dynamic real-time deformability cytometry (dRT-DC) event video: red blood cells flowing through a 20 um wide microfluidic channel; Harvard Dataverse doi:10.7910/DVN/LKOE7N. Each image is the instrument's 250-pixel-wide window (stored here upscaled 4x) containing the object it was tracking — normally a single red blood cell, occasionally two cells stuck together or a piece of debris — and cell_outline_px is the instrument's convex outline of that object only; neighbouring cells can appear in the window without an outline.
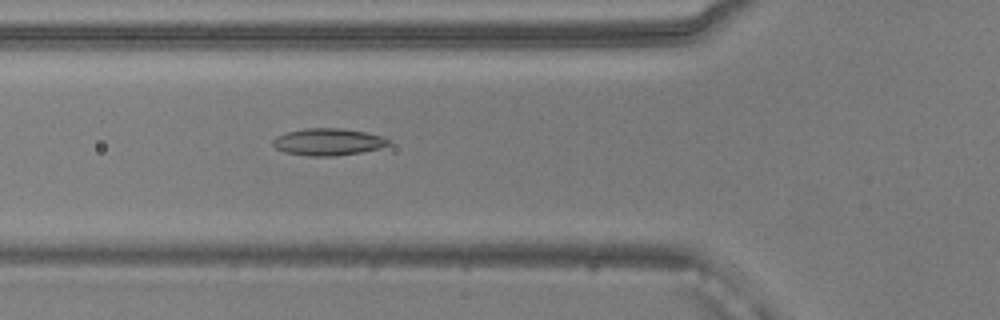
{"species": "common noctule bat (a hibernating species)", "species_latin": "Nyctalus noctula", "temperature_condition": "warm", "stored_images_in_passage": 50, "camera_frame_rate_fps": 3000, "um_per_image_px": 0.085, "animal": {"sex": "male", "body_mass_g": 20.5, "forearm_length_mm": 52.5}, "frame": {"image": 1, "passage_image": 18, "time_ms": 5.667, "image_size_px": [1000, 320], "cell_outline_px": [[392, 144], [380, 148], [360, 152], [332, 156], [308, 156], [284, 152], [276, 148], [272, 144], [272, 140], [276, 136], [288, 132], [304, 128], [344, 128], [384, 136]], "centroid_in_image_um": [27.89, 12.05], "position_along_channel_um": 97.9, "area_um2": 18.26}}
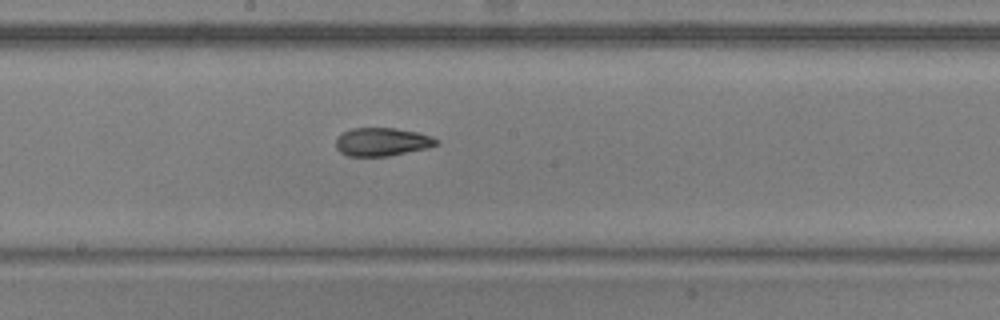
{"frame": {"image": 2, "passage_image": 27, "time_ms": 8.667, "image_size_px": [1000, 320], "cell_outline_px": [[440, 140], [436, 144], [428, 148], [388, 156], [348, 156], [340, 152], [336, 148], [336, 140], [344, 132], [352, 128], [396, 128], [416, 132], [432, 136]], "centroid_in_image_um": [32.49, 12.06], "position_along_channel_um": 215.7, "area_um2": 16.47}}
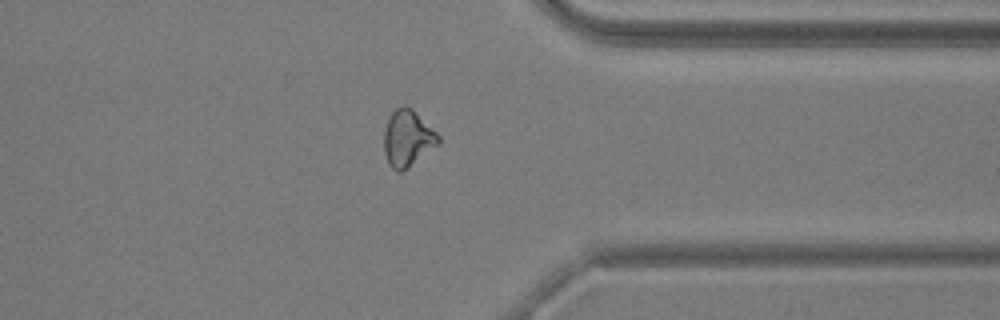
{"frame": {"image": 3, "passage_image": 40, "time_ms": 13.0, "image_size_px": [1000, 320], "cell_outline_px": [[440, 144], [400, 172], [396, 172], [388, 164], [384, 152], [384, 132], [388, 116], [396, 108], [404, 104], [412, 108], [440, 136]], "centroid_in_image_um": [34.63, 11.74], "position_along_channel_um": 376.8, "area_um2": 17.92}}